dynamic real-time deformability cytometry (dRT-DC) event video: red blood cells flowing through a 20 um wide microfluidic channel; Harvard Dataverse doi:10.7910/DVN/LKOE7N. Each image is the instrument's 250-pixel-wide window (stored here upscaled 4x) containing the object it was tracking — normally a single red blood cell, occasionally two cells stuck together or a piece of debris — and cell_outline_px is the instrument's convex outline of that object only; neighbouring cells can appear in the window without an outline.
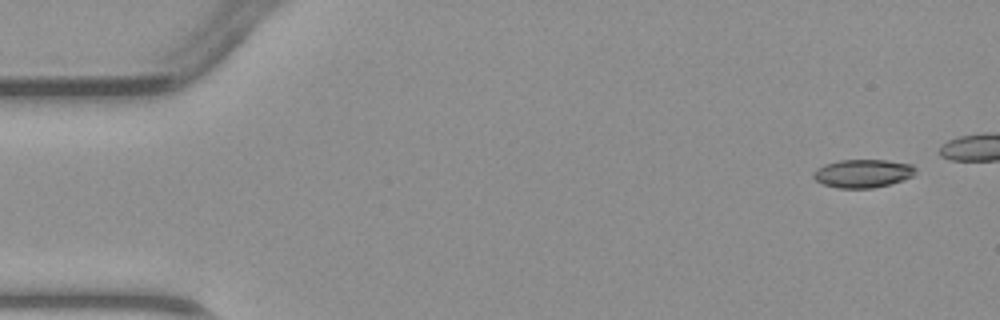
{"species": "common noctule bat (a hibernating species)", "species_latin": "Nyctalus noctula", "temperature_condition": "warm", "stored_images_in_passage": 5, "camera_frame_rate_fps": 3000, "um_per_image_px": 0.085, "animal": {"sex": "male", "body_mass_g": 23.1, "forearm_length_mm": 52.7}, "frame": {"image": 1, "passage_image": 1, "time_ms": 0.0, "image_size_px": [1000, 320], "cell_outline_px": [[916, 168], [912, 176], [904, 180], [872, 188], [840, 188], [824, 184], [816, 180], [812, 176], [812, 172], [816, 168], [824, 164], [840, 160], [888, 160], [912, 164]], "centroid_in_image_um": [73.33, 14.73], "position_along_channel_um": 11.7, "area_um2": 16.82}}
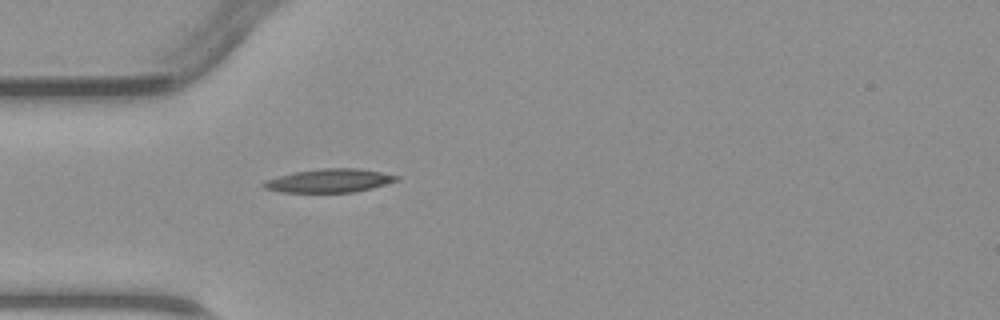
{"frame": {"image": 2, "passage_image": 5, "time_ms": 5.333, "image_size_px": [1000, 320], "cell_outline_px": [[400, 180], [372, 188], [352, 192], [280, 192], [264, 188], [260, 184], [264, 180], [296, 172], [324, 168], [360, 168], [400, 176]], "centroid_in_image_um": [28.01, 15.36], "position_along_channel_um": 57.0, "area_um2": 18.15}}